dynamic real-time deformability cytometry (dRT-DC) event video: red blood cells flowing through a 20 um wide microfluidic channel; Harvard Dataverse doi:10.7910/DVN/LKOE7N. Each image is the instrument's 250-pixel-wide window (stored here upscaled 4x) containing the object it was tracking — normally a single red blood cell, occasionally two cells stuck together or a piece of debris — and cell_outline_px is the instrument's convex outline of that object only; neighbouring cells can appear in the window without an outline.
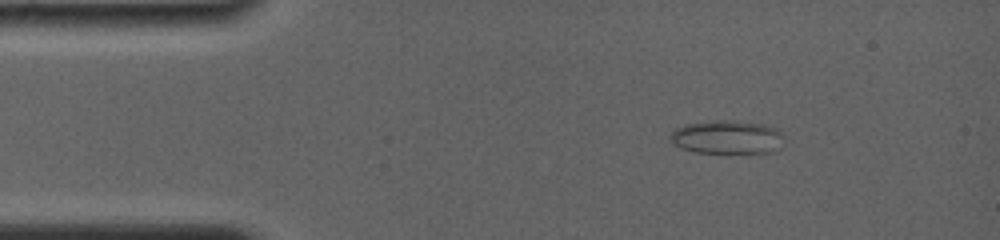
{"species": "common noctule bat (a hibernating species)", "species_latin": "Nyctalus noctula", "temperature_condition": "room temperature", "stored_images_in_passage": 6, "camera_frame_rate_fps": 4000, "um_per_image_px": 0.085, "animal": {"sex": "female", "body_mass_g": 19.0, "forearm_length_mm": 56.7}, "frame": {"image": 1, "passage_image": 3, "time_ms": 1.5, "image_size_px": [1000, 240], "cell_outline_px": [[780, 148], [772, 152], [696, 152], [680, 148], [672, 144], [668, 136], [676, 128], [684, 124], [716, 120], [736, 120], [764, 124], [776, 128], [780, 132]], "centroid_in_image_um": [61.74, 11.64], "position_along_channel_um": 23.3, "area_um2": 22.14}}